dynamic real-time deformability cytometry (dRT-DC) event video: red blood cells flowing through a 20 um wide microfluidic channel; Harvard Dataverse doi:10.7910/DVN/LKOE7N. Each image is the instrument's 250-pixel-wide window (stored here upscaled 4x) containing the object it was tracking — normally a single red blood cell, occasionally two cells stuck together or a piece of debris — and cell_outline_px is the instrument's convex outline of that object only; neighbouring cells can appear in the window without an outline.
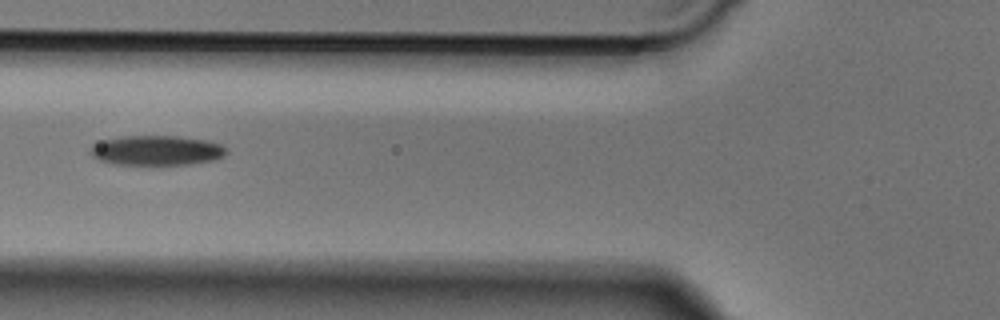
{"species": "Egyptian fruit bat (a non-hibernating species)", "species_latin": "Rousettus aegyptiacus", "temperature_condition": "cold", "stored_images_in_passage": 15, "camera_frame_rate_fps": 3000, "um_per_image_px": 0.085, "animal": {"sex": "male"}, "frame": {"image": 1, "passage_image": 2, "time_ms": 0.333, "image_size_px": [1000, 320], "cell_outline_px": [[228, 152], [224, 156], [216, 160], [192, 164], [160, 168], [148, 168], [108, 164], [96, 160], [88, 152], [88, 148], [92, 144], [100, 140], [120, 136], [180, 136], [208, 140], [224, 144], [228, 148]], "centroid_in_image_um": [13.27, 12.85], "position_along_channel_um": 112.5, "area_um2": 25.78}}
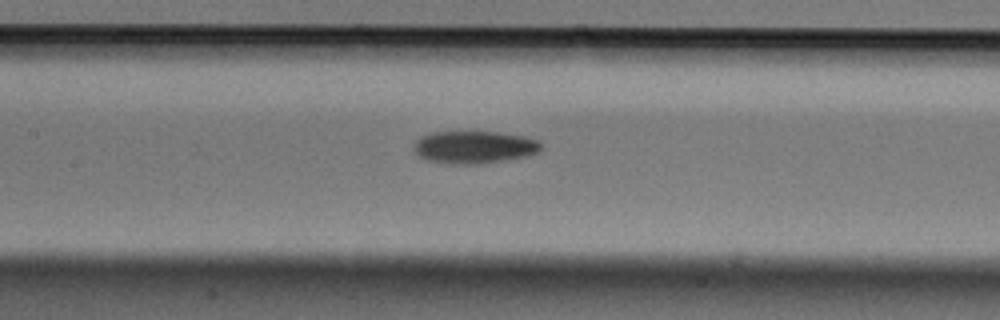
{"frame": {"image": 2, "passage_image": 6, "time_ms": 1.667, "image_size_px": [1000, 320], "cell_outline_px": [[544, 148], [540, 152], [532, 156], [488, 164], [444, 164], [424, 160], [416, 156], [412, 152], [412, 144], [420, 136], [428, 132], [448, 128], [476, 128], [524, 136], [540, 140], [544, 144]], "centroid_in_image_um": [40.27, 12.45], "position_along_channel_um": 167.1, "area_um2": 26.88}}
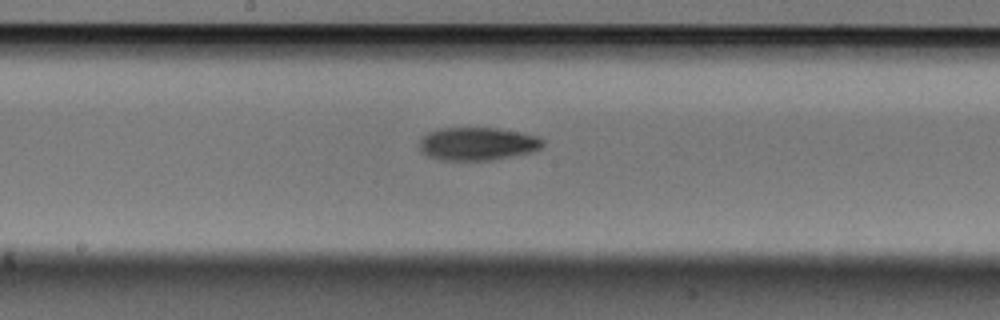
{"frame": {"image": 3, "passage_image": 9, "time_ms": 2.667, "image_size_px": [1000, 320], "cell_outline_px": [[548, 140], [544, 148], [536, 152], [496, 160], [468, 164], [432, 160], [424, 156], [416, 148], [416, 144], [428, 132], [436, 128], [460, 124], [468, 124], [504, 128], [524, 132], [540, 136]], "centroid_in_image_um": [40.57, 12.22], "position_along_channel_um": 207.6, "area_um2": 27.22}}